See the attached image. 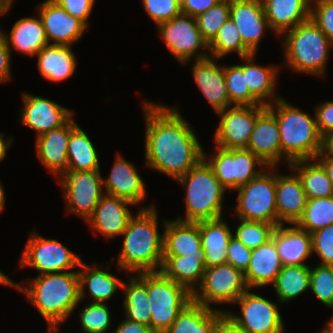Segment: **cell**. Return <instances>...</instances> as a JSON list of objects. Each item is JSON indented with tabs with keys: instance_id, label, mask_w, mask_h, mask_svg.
Masks as SVG:
<instances>
[{
	"instance_id": "13",
	"label": "cell",
	"mask_w": 333,
	"mask_h": 333,
	"mask_svg": "<svg viewBox=\"0 0 333 333\" xmlns=\"http://www.w3.org/2000/svg\"><path fill=\"white\" fill-rule=\"evenodd\" d=\"M251 290L249 288L233 304L239 307L240 313L229 308L226 315L248 333H285L287 326L279 310L280 302L270 301Z\"/></svg>"
},
{
	"instance_id": "30",
	"label": "cell",
	"mask_w": 333,
	"mask_h": 333,
	"mask_svg": "<svg viewBox=\"0 0 333 333\" xmlns=\"http://www.w3.org/2000/svg\"><path fill=\"white\" fill-rule=\"evenodd\" d=\"M269 26L280 38L286 31L310 19L312 0H261Z\"/></svg>"
},
{
	"instance_id": "15",
	"label": "cell",
	"mask_w": 333,
	"mask_h": 333,
	"mask_svg": "<svg viewBox=\"0 0 333 333\" xmlns=\"http://www.w3.org/2000/svg\"><path fill=\"white\" fill-rule=\"evenodd\" d=\"M264 105H232L217 113L219 123L212 141L224 149H246L257 116Z\"/></svg>"
},
{
	"instance_id": "62",
	"label": "cell",
	"mask_w": 333,
	"mask_h": 333,
	"mask_svg": "<svg viewBox=\"0 0 333 333\" xmlns=\"http://www.w3.org/2000/svg\"><path fill=\"white\" fill-rule=\"evenodd\" d=\"M319 333H333V313L330 318L325 321L324 327L319 330Z\"/></svg>"
},
{
	"instance_id": "63",
	"label": "cell",
	"mask_w": 333,
	"mask_h": 333,
	"mask_svg": "<svg viewBox=\"0 0 333 333\" xmlns=\"http://www.w3.org/2000/svg\"><path fill=\"white\" fill-rule=\"evenodd\" d=\"M10 277L8 275H6V273H4L1 269H0V285L2 286H7V287H11L10 285Z\"/></svg>"
},
{
	"instance_id": "4",
	"label": "cell",
	"mask_w": 333,
	"mask_h": 333,
	"mask_svg": "<svg viewBox=\"0 0 333 333\" xmlns=\"http://www.w3.org/2000/svg\"><path fill=\"white\" fill-rule=\"evenodd\" d=\"M267 108L276 116L281 141V162L289 166L296 160L315 159L323 149V139L315 114L303 111L280 98Z\"/></svg>"
},
{
	"instance_id": "17",
	"label": "cell",
	"mask_w": 333,
	"mask_h": 333,
	"mask_svg": "<svg viewBox=\"0 0 333 333\" xmlns=\"http://www.w3.org/2000/svg\"><path fill=\"white\" fill-rule=\"evenodd\" d=\"M110 173L103 178L104 192L131 202L139 209L151 208L156 205H141L147 198V186L137 167L116 152ZM142 202V203H141ZM141 206V207H140Z\"/></svg>"
},
{
	"instance_id": "7",
	"label": "cell",
	"mask_w": 333,
	"mask_h": 333,
	"mask_svg": "<svg viewBox=\"0 0 333 333\" xmlns=\"http://www.w3.org/2000/svg\"><path fill=\"white\" fill-rule=\"evenodd\" d=\"M277 167H268L258 177L239 187L231 212L238 219L260 221L278 226L276 207Z\"/></svg>"
},
{
	"instance_id": "44",
	"label": "cell",
	"mask_w": 333,
	"mask_h": 333,
	"mask_svg": "<svg viewBox=\"0 0 333 333\" xmlns=\"http://www.w3.org/2000/svg\"><path fill=\"white\" fill-rule=\"evenodd\" d=\"M196 18L198 29L208 44L218 34L219 29L230 18V0H222Z\"/></svg>"
},
{
	"instance_id": "54",
	"label": "cell",
	"mask_w": 333,
	"mask_h": 333,
	"mask_svg": "<svg viewBox=\"0 0 333 333\" xmlns=\"http://www.w3.org/2000/svg\"><path fill=\"white\" fill-rule=\"evenodd\" d=\"M220 1L222 0H180L181 12L192 17H197Z\"/></svg>"
},
{
	"instance_id": "50",
	"label": "cell",
	"mask_w": 333,
	"mask_h": 333,
	"mask_svg": "<svg viewBox=\"0 0 333 333\" xmlns=\"http://www.w3.org/2000/svg\"><path fill=\"white\" fill-rule=\"evenodd\" d=\"M252 249L232 235L228 243L227 263L245 272L249 266Z\"/></svg>"
},
{
	"instance_id": "33",
	"label": "cell",
	"mask_w": 333,
	"mask_h": 333,
	"mask_svg": "<svg viewBox=\"0 0 333 333\" xmlns=\"http://www.w3.org/2000/svg\"><path fill=\"white\" fill-rule=\"evenodd\" d=\"M205 268L227 264L228 243L233 235L225 217L199 222Z\"/></svg>"
},
{
	"instance_id": "26",
	"label": "cell",
	"mask_w": 333,
	"mask_h": 333,
	"mask_svg": "<svg viewBox=\"0 0 333 333\" xmlns=\"http://www.w3.org/2000/svg\"><path fill=\"white\" fill-rule=\"evenodd\" d=\"M256 53L240 58L243 64H237L244 73L250 94L264 106H269L282 98L278 92L277 83L280 75L279 65L256 63Z\"/></svg>"
},
{
	"instance_id": "24",
	"label": "cell",
	"mask_w": 333,
	"mask_h": 333,
	"mask_svg": "<svg viewBox=\"0 0 333 333\" xmlns=\"http://www.w3.org/2000/svg\"><path fill=\"white\" fill-rule=\"evenodd\" d=\"M268 167L281 163V141L276 116L266 107L258 116L247 148Z\"/></svg>"
},
{
	"instance_id": "27",
	"label": "cell",
	"mask_w": 333,
	"mask_h": 333,
	"mask_svg": "<svg viewBox=\"0 0 333 333\" xmlns=\"http://www.w3.org/2000/svg\"><path fill=\"white\" fill-rule=\"evenodd\" d=\"M271 239L283 266L309 265L306 261L313 256L312 243L311 234L306 230L296 224H280L274 228Z\"/></svg>"
},
{
	"instance_id": "32",
	"label": "cell",
	"mask_w": 333,
	"mask_h": 333,
	"mask_svg": "<svg viewBox=\"0 0 333 333\" xmlns=\"http://www.w3.org/2000/svg\"><path fill=\"white\" fill-rule=\"evenodd\" d=\"M36 17H23L15 21L10 33L0 28L10 51L16 50L22 55L35 57V55L46 45L43 23L38 13Z\"/></svg>"
},
{
	"instance_id": "12",
	"label": "cell",
	"mask_w": 333,
	"mask_h": 333,
	"mask_svg": "<svg viewBox=\"0 0 333 333\" xmlns=\"http://www.w3.org/2000/svg\"><path fill=\"white\" fill-rule=\"evenodd\" d=\"M248 289L244 272L227 263L205 269L201 284L192 294V300L226 312L228 309L218 306H232Z\"/></svg>"
},
{
	"instance_id": "6",
	"label": "cell",
	"mask_w": 333,
	"mask_h": 333,
	"mask_svg": "<svg viewBox=\"0 0 333 333\" xmlns=\"http://www.w3.org/2000/svg\"><path fill=\"white\" fill-rule=\"evenodd\" d=\"M175 181L185 189L186 208L176 220L197 223L223 217L227 190L204 159Z\"/></svg>"
},
{
	"instance_id": "20",
	"label": "cell",
	"mask_w": 333,
	"mask_h": 333,
	"mask_svg": "<svg viewBox=\"0 0 333 333\" xmlns=\"http://www.w3.org/2000/svg\"><path fill=\"white\" fill-rule=\"evenodd\" d=\"M230 18L236 24L243 44L258 53L266 31H271L261 0H230Z\"/></svg>"
},
{
	"instance_id": "25",
	"label": "cell",
	"mask_w": 333,
	"mask_h": 333,
	"mask_svg": "<svg viewBox=\"0 0 333 333\" xmlns=\"http://www.w3.org/2000/svg\"><path fill=\"white\" fill-rule=\"evenodd\" d=\"M289 173L276 172V207L278 225L295 224L302 216L307 196L298 175L289 167ZM285 174V175H284Z\"/></svg>"
},
{
	"instance_id": "34",
	"label": "cell",
	"mask_w": 333,
	"mask_h": 333,
	"mask_svg": "<svg viewBox=\"0 0 333 333\" xmlns=\"http://www.w3.org/2000/svg\"><path fill=\"white\" fill-rule=\"evenodd\" d=\"M205 269L204 255H163L160 272L193 294L202 282Z\"/></svg>"
},
{
	"instance_id": "10",
	"label": "cell",
	"mask_w": 333,
	"mask_h": 333,
	"mask_svg": "<svg viewBox=\"0 0 333 333\" xmlns=\"http://www.w3.org/2000/svg\"><path fill=\"white\" fill-rule=\"evenodd\" d=\"M156 29L166 50L180 66L210 56L209 44L202 37L195 17L181 12L170 21L158 24Z\"/></svg>"
},
{
	"instance_id": "21",
	"label": "cell",
	"mask_w": 333,
	"mask_h": 333,
	"mask_svg": "<svg viewBox=\"0 0 333 333\" xmlns=\"http://www.w3.org/2000/svg\"><path fill=\"white\" fill-rule=\"evenodd\" d=\"M131 202L104 194L95 206L93 214L85 221L91 227L92 234H100L105 239L121 237L128 222L134 215Z\"/></svg>"
},
{
	"instance_id": "9",
	"label": "cell",
	"mask_w": 333,
	"mask_h": 333,
	"mask_svg": "<svg viewBox=\"0 0 333 333\" xmlns=\"http://www.w3.org/2000/svg\"><path fill=\"white\" fill-rule=\"evenodd\" d=\"M27 242L19 255L17 268H31L38 275L45 273H61L77 269L82 256L70 250L57 239L45 238L37 231L28 234Z\"/></svg>"
},
{
	"instance_id": "23",
	"label": "cell",
	"mask_w": 333,
	"mask_h": 333,
	"mask_svg": "<svg viewBox=\"0 0 333 333\" xmlns=\"http://www.w3.org/2000/svg\"><path fill=\"white\" fill-rule=\"evenodd\" d=\"M110 266L108 262L105 265L103 262L89 264L82 260L78 268L80 301L90 297L92 303H107L118 294L117 291L122 290L124 280L109 272Z\"/></svg>"
},
{
	"instance_id": "36",
	"label": "cell",
	"mask_w": 333,
	"mask_h": 333,
	"mask_svg": "<svg viewBox=\"0 0 333 333\" xmlns=\"http://www.w3.org/2000/svg\"><path fill=\"white\" fill-rule=\"evenodd\" d=\"M224 313L192 300L164 333H214Z\"/></svg>"
},
{
	"instance_id": "11",
	"label": "cell",
	"mask_w": 333,
	"mask_h": 333,
	"mask_svg": "<svg viewBox=\"0 0 333 333\" xmlns=\"http://www.w3.org/2000/svg\"><path fill=\"white\" fill-rule=\"evenodd\" d=\"M203 159L213 169L220 184L230 192L258 177L268 166L248 149H224L218 146Z\"/></svg>"
},
{
	"instance_id": "47",
	"label": "cell",
	"mask_w": 333,
	"mask_h": 333,
	"mask_svg": "<svg viewBox=\"0 0 333 333\" xmlns=\"http://www.w3.org/2000/svg\"><path fill=\"white\" fill-rule=\"evenodd\" d=\"M142 7L148 17L157 26L170 21L181 13L180 0H141Z\"/></svg>"
},
{
	"instance_id": "46",
	"label": "cell",
	"mask_w": 333,
	"mask_h": 333,
	"mask_svg": "<svg viewBox=\"0 0 333 333\" xmlns=\"http://www.w3.org/2000/svg\"><path fill=\"white\" fill-rule=\"evenodd\" d=\"M310 292L333 313V266H310Z\"/></svg>"
},
{
	"instance_id": "60",
	"label": "cell",
	"mask_w": 333,
	"mask_h": 333,
	"mask_svg": "<svg viewBox=\"0 0 333 333\" xmlns=\"http://www.w3.org/2000/svg\"><path fill=\"white\" fill-rule=\"evenodd\" d=\"M13 4L9 0H0V17L6 15L8 12H11Z\"/></svg>"
},
{
	"instance_id": "52",
	"label": "cell",
	"mask_w": 333,
	"mask_h": 333,
	"mask_svg": "<svg viewBox=\"0 0 333 333\" xmlns=\"http://www.w3.org/2000/svg\"><path fill=\"white\" fill-rule=\"evenodd\" d=\"M314 107L317 129L322 139L333 133V101H324Z\"/></svg>"
},
{
	"instance_id": "56",
	"label": "cell",
	"mask_w": 333,
	"mask_h": 333,
	"mask_svg": "<svg viewBox=\"0 0 333 333\" xmlns=\"http://www.w3.org/2000/svg\"><path fill=\"white\" fill-rule=\"evenodd\" d=\"M214 333H248L239 327L235 322H233L227 315L224 313L218 323L216 324Z\"/></svg>"
},
{
	"instance_id": "8",
	"label": "cell",
	"mask_w": 333,
	"mask_h": 333,
	"mask_svg": "<svg viewBox=\"0 0 333 333\" xmlns=\"http://www.w3.org/2000/svg\"><path fill=\"white\" fill-rule=\"evenodd\" d=\"M147 294L151 329L155 333H164L192 301V294L184 286L166 278L160 271L147 272Z\"/></svg>"
},
{
	"instance_id": "57",
	"label": "cell",
	"mask_w": 333,
	"mask_h": 333,
	"mask_svg": "<svg viewBox=\"0 0 333 333\" xmlns=\"http://www.w3.org/2000/svg\"><path fill=\"white\" fill-rule=\"evenodd\" d=\"M326 170L330 181L333 186V158L327 156L323 151H321L315 158Z\"/></svg>"
},
{
	"instance_id": "22",
	"label": "cell",
	"mask_w": 333,
	"mask_h": 333,
	"mask_svg": "<svg viewBox=\"0 0 333 333\" xmlns=\"http://www.w3.org/2000/svg\"><path fill=\"white\" fill-rule=\"evenodd\" d=\"M220 59L207 57L194 60L191 67L193 80L200 92L213 108L215 115L232 104L226 89L224 65Z\"/></svg>"
},
{
	"instance_id": "5",
	"label": "cell",
	"mask_w": 333,
	"mask_h": 333,
	"mask_svg": "<svg viewBox=\"0 0 333 333\" xmlns=\"http://www.w3.org/2000/svg\"><path fill=\"white\" fill-rule=\"evenodd\" d=\"M283 64L291 72L325 77L333 44L311 20L299 24L280 36Z\"/></svg>"
},
{
	"instance_id": "16",
	"label": "cell",
	"mask_w": 333,
	"mask_h": 333,
	"mask_svg": "<svg viewBox=\"0 0 333 333\" xmlns=\"http://www.w3.org/2000/svg\"><path fill=\"white\" fill-rule=\"evenodd\" d=\"M19 122L34 131L36 137L62 126L75 112L58 102L22 91Z\"/></svg>"
},
{
	"instance_id": "14",
	"label": "cell",
	"mask_w": 333,
	"mask_h": 333,
	"mask_svg": "<svg viewBox=\"0 0 333 333\" xmlns=\"http://www.w3.org/2000/svg\"><path fill=\"white\" fill-rule=\"evenodd\" d=\"M56 180L61 186L66 213L77 215L85 222L105 194L101 171H67Z\"/></svg>"
},
{
	"instance_id": "2",
	"label": "cell",
	"mask_w": 333,
	"mask_h": 333,
	"mask_svg": "<svg viewBox=\"0 0 333 333\" xmlns=\"http://www.w3.org/2000/svg\"><path fill=\"white\" fill-rule=\"evenodd\" d=\"M10 285L25 294L27 301L44 318L47 333H59L63 323L69 320L82 303L78 270L36 275L28 277L24 282L10 279Z\"/></svg>"
},
{
	"instance_id": "29",
	"label": "cell",
	"mask_w": 333,
	"mask_h": 333,
	"mask_svg": "<svg viewBox=\"0 0 333 333\" xmlns=\"http://www.w3.org/2000/svg\"><path fill=\"white\" fill-rule=\"evenodd\" d=\"M283 265L272 239L252 249L251 259L244 272L245 280L252 290L272 286Z\"/></svg>"
},
{
	"instance_id": "43",
	"label": "cell",
	"mask_w": 333,
	"mask_h": 333,
	"mask_svg": "<svg viewBox=\"0 0 333 333\" xmlns=\"http://www.w3.org/2000/svg\"><path fill=\"white\" fill-rule=\"evenodd\" d=\"M224 75L229 101L232 105H261L250 94L243 70L237 64H224Z\"/></svg>"
},
{
	"instance_id": "39",
	"label": "cell",
	"mask_w": 333,
	"mask_h": 333,
	"mask_svg": "<svg viewBox=\"0 0 333 333\" xmlns=\"http://www.w3.org/2000/svg\"><path fill=\"white\" fill-rule=\"evenodd\" d=\"M272 288L283 305L298 299L310 290V265L283 266Z\"/></svg>"
},
{
	"instance_id": "58",
	"label": "cell",
	"mask_w": 333,
	"mask_h": 333,
	"mask_svg": "<svg viewBox=\"0 0 333 333\" xmlns=\"http://www.w3.org/2000/svg\"><path fill=\"white\" fill-rule=\"evenodd\" d=\"M5 132H0V163L7 158V153L10 150L11 146L14 144L13 136H4Z\"/></svg>"
},
{
	"instance_id": "53",
	"label": "cell",
	"mask_w": 333,
	"mask_h": 333,
	"mask_svg": "<svg viewBox=\"0 0 333 333\" xmlns=\"http://www.w3.org/2000/svg\"><path fill=\"white\" fill-rule=\"evenodd\" d=\"M12 53L7 46L5 37L0 30V83L10 82L12 76Z\"/></svg>"
},
{
	"instance_id": "1",
	"label": "cell",
	"mask_w": 333,
	"mask_h": 333,
	"mask_svg": "<svg viewBox=\"0 0 333 333\" xmlns=\"http://www.w3.org/2000/svg\"><path fill=\"white\" fill-rule=\"evenodd\" d=\"M142 100L144 167L177 180L203 159L204 148L179 108ZM181 113V114H180Z\"/></svg>"
},
{
	"instance_id": "38",
	"label": "cell",
	"mask_w": 333,
	"mask_h": 333,
	"mask_svg": "<svg viewBox=\"0 0 333 333\" xmlns=\"http://www.w3.org/2000/svg\"><path fill=\"white\" fill-rule=\"evenodd\" d=\"M67 156V171H91L101 168L98 150L80 125L70 134Z\"/></svg>"
},
{
	"instance_id": "31",
	"label": "cell",
	"mask_w": 333,
	"mask_h": 333,
	"mask_svg": "<svg viewBox=\"0 0 333 333\" xmlns=\"http://www.w3.org/2000/svg\"><path fill=\"white\" fill-rule=\"evenodd\" d=\"M72 47L48 44L35 55L38 71L45 80L61 83L74 76L78 63Z\"/></svg>"
},
{
	"instance_id": "55",
	"label": "cell",
	"mask_w": 333,
	"mask_h": 333,
	"mask_svg": "<svg viewBox=\"0 0 333 333\" xmlns=\"http://www.w3.org/2000/svg\"><path fill=\"white\" fill-rule=\"evenodd\" d=\"M114 331V332H113ZM112 333H155L151 327L124 318L120 320Z\"/></svg>"
},
{
	"instance_id": "19",
	"label": "cell",
	"mask_w": 333,
	"mask_h": 333,
	"mask_svg": "<svg viewBox=\"0 0 333 333\" xmlns=\"http://www.w3.org/2000/svg\"><path fill=\"white\" fill-rule=\"evenodd\" d=\"M74 113L62 126L35 137V150L39 161L48 172L56 177L67 172V147L71 132L79 125Z\"/></svg>"
},
{
	"instance_id": "35",
	"label": "cell",
	"mask_w": 333,
	"mask_h": 333,
	"mask_svg": "<svg viewBox=\"0 0 333 333\" xmlns=\"http://www.w3.org/2000/svg\"><path fill=\"white\" fill-rule=\"evenodd\" d=\"M123 281L121 305L126 319L151 327L150 303L147 294V272L129 274ZM130 278V279H129Z\"/></svg>"
},
{
	"instance_id": "37",
	"label": "cell",
	"mask_w": 333,
	"mask_h": 333,
	"mask_svg": "<svg viewBox=\"0 0 333 333\" xmlns=\"http://www.w3.org/2000/svg\"><path fill=\"white\" fill-rule=\"evenodd\" d=\"M288 167L300 178L307 199L333 196L332 182L316 159L296 160Z\"/></svg>"
},
{
	"instance_id": "59",
	"label": "cell",
	"mask_w": 333,
	"mask_h": 333,
	"mask_svg": "<svg viewBox=\"0 0 333 333\" xmlns=\"http://www.w3.org/2000/svg\"><path fill=\"white\" fill-rule=\"evenodd\" d=\"M322 151L329 157L333 158V133L323 139Z\"/></svg>"
},
{
	"instance_id": "49",
	"label": "cell",
	"mask_w": 333,
	"mask_h": 333,
	"mask_svg": "<svg viewBox=\"0 0 333 333\" xmlns=\"http://www.w3.org/2000/svg\"><path fill=\"white\" fill-rule=\"evenodd\" d=\"M310 19L333 44V0H312Z\"/></svg>"
},
{
	"instance_id": "40",
	"label": "cell",
	"mask_w": 333,
	"mask_h": 333,
	"mask_svg": "<svg viewBox=\"0 0 333 333\" xmlns=\"http://www.w3.org/2000/svg\"><path fill=\"white\" fill-rule=\"evenodd\" d=\"M210 57L225 59L234 53L239 58L253 54L242 42L236 24L229 18L219 29L218 34L209 43Z\"/></svg>"
},
{
	"instance_id": "3",
	"label": "cell",
	"mask_w": 333,
	"mask_h": 333,
	"mask_svg": "<svg viewBox=\"0 0 333 333\" xmlns=\"http://www.w3.org/2000/svg\"><path fill=\"white\" fill-rule=\"evenodd\" d=\"M158 208L138 209L131 217L127 228L121 236V251L111 261L117 269L128 274L140 272H158L163 262V232L160 233L161 222Z\"/></svg>"
},
{
	"instance_id": "28",
	"label": "cell",
	"mask_w": 333,
	"mask_h": 333,
	"mask_svg": "<svg viewBox=\"0 0 333 333\" xmlns=\"http://www.w3.org/2000/svg\"><path fill=\"white\" fill-rule=\"evenodd\" d=\"M163 255H204L199 222L162 220Z\"/></svg>"
},
{
	"instance_id": "51",
	"label": "cell",
	"mask_w": 333,
	"mask_h": 333,
	"mask_svg": "<svg viewBox=\"0 0 333 333\" xmlns=\"http://www.w3.org/2000/svg\"><path fill=\"white\" fill-rule=\"evenodd\" d=\"M63 7L70 15L81 20L88 28L89 17L94 9L96 0H53Z\"/></svg>"
},
{
	"instance_id": "45",
	"label": "cell",
	"mask_w": 333,
	"mask_h": 333,
	"mask_svg": "<svg viewBox=\"0 0 333 333\" xmlns=\"http://www.w3.org/2000/svg\"><path fill=\"white\" fill-rule=\"evenodd\" d=\"M233 231V236L242 242L247 248L254 249L265 244L271 239L275 228L273 224L260 221H247L238 219Z\"/></svg>"
},
{
	"instance_id": "41",
	"label": "cell",
	"mask_w": 333,
	"mask_h": 333,
	"mask_svg": "<svg viewBox=\"0 0 333 333\" xmlns=\"http://www.w3.org/2000/svg\"><path fill=\"white\" fill-rule=\"evenodd\" d=\"M295 224L310 234L333 224V196L307 199L304 212Z\"/></svg>"
},
{
	"instance_id": "64",
	"label": "cell",
	"mask_w": 333,
	"mask_h": 333,
	"mask_svg": "<svg viewBox=\"0 0 333 333\" xmlns=\"http://www.w3.org/2000/svg\"><path fill=\"white\" fill-rule=\"evenodd\" d=\"M12 4H14V2L16 1V0H9Z\"/></svg>"
},
{
	"instance_id": "61",
	"label": "cell",
	"mask_w": 333,
	"mask_h": 333,
	"mask_svg": "<svg viewBox=\"0 0 333 333\" xmlns=\"http://www.w3.org/2000/svg\"><path fill=\"white\" fill-rule=\"evenodd\" d=\"M6 193L2 182L0 181V213L4 212L6 208Z\"/></svg>"
},
{
	"instance_id": "48",
	"label": "cell",
	"mask_w": 333,
	"mask_h": 333,
	"mask_svg": "<svg viewBox=\"0 0 333 333\" xmlns=\"http://www.w3.org/2000/svg\"><path fill=\"white\" fill-rule=\"evenodd\" d=\"M312 255H317L320 265L333 266V224L311 233Z\"/></svg>"
},
{
	"instance_id": "42",
	"label": "cell",
	"mask_w": 333,
	"mask_h": 333,
	"mask_svg": "<svg viewBox=\"0 0 333 333\" xmlns=\"http://www.w3.org/2000/svg\"><path fill=\"white\" fill-rule=\"evenodd\" d=\"M79 311L81 333H111L113 317L107 303H86Z\"/></svg>"
},
{
	"instance_id": "18",
	"label": "cell",
	"mask_w": 333,
	"mask_h": 333,
	"mask_svg": "<svg viewBox=\"0 0 333 333\" xmlns=\"http://www.w3.org/2000/svg\"><path fill=\"white\" fill-rule=\"evenodd\" d=\"M50 45L73 46L82 39L88 27L70 15L53 0H44L36 6Z\"/></svg>"
}]
</instances>
